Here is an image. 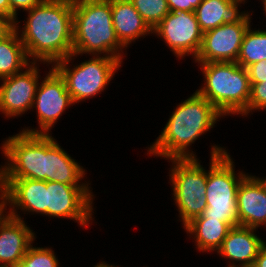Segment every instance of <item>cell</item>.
I'll list each match as a JSON object with an SVG mask.
<instances>
[{
  "mask_svg": "<svg viewBox=\"0 0 266 267\" xmlns=\"http://www.w3.org/2000/svg\"><path fill=\"white\" fill-rule=\"evenodd\" d=\"M7 162L0 168V178H28L46 181V134L20 131L2 144Z\"/></svg>",
  "mask_w": 266,
  "mask_h": 267,
  "instance_id": "ba28073f",
  "label": "cell"
},
{
  "mask_svg": "<svg viewBox=\"0 0 266 267\" xmlns=\"http://www.w3.org/2000/svg\"><path fill=\"white\" fill-rule=\"evenodd\" d=\"M189 236L194 235L196 248L202 252L217 251L232 226L219 219L194 218L183 227Z\"/></svg>",
  "mask_w": 266,
  "mask_h": 267,
  "instance_id": "44dd1931",
  "label": "cell"
},
{
  "mask_svg": "<svg viewBox=\"0 0 266 267\" xmlns=\"http://www.w3.org/2000/svg\"><path fill=\"white\" fill-rule=\"evenodd\" d=\"M27 12L22 31L13 27L31 62L55 64L73 53V0H43Z\"/></svg>",
  "mask_w": 266,
  "mask_h": 267,
  "instance_id": "6da1fadb",
  "label": "cell"
},
{
  "mask_svg": "<svg viewBox=\"0 0 266 267\" xmlns=\"http://www.w3.org/2000/svg\"><path fill=\"white\" fill-rule=\"evenodd\" d=\"M223 115L197 91L177 105L148 153L170 159H196L190 147ZM191 151V152H190Z\"/></svg>",
  "mask_w": 266,
  "mask_h": 267,
  "instance_id": "7a4b0ae2",
  "label": "cell"
},
{
  "mask_svg": "<svg viewBox=\"0 0 266 267\" xmlns=\"http://www.w3.org/2000/svg\"><path fill=\"white\" fill-rule=\"evenodd\" d=\"M36 63L32 62L25 71L2 79L0 85V112L5 117L24 114L32 108L40 74Z\"/></svg>",
  "mask_w": 266,
  "mask_h": 267,
  "instance_id": "4fadbf2b",
  "label": "cell"
},
{
  "mask_svg": "<svg viewBox=\"0 0 266 267\" xmlns=\"http://www.w3.org/2000/svg\"><path fill=\"white\" fill-rule=\"evenodd\" d=\"M46 181L61 182L69 185H88L80 183L85 176V169L78 164L57 141L46 134Z\"/></svg>",
  "mask_w": 266,
  "mask_h": 267,
  "instance_id": "ac0fdd59",
  "label": "cell"
},
{
  "mask_svg": "<svg viewBox=\"0 0 266 267\" xmlns=\"http://www.w3.org/2000/svg\"><path fill=\"white\" fill-rule=\"evenodd\" d=\"M236 203L240 226L255 229L266 226V192L255 176L247 174L242 179Z\"/></svg>",
  "mask_w": 266,
  "mask_h": 267,
  "instance_id": "e0dca14e",
  "label": "cell"
},
{
  "mask_svg": "<svg viewBox=\"0 0 266 267\" xmlns=\"http://www.w3.org/2000/svg\"><path fill=\"white\" fill-rule=\"evenodd\" d=\"M43 0H9L10 3V21L13 24H18L17 10L23 11L31 10L34 6L39 5Z\"/></svg>",
  "mask_w": 266,
  "mask_h": 267,
  "instance_id": "4316f807",
  "label": "cell"
},
{
  "mask_svg": "<svg viewBox=\"0 0 266 267\" xmlns=\"http://www.w3.org/2000/svg\"><path fill=\"white\" fill-rule=\"evenodd\" d=\"M111 10L117 38L125 49L139 37L152 34V30L129 0H111Z\"/></svg>",
  "mask_w": 266,
  "mask_h": 267,
  "instance_id": "d6986e66",
  "label": "cell"
},
{
  "mask_svg": "<svg viewBox=\"0 0 266 267\" xmlns=\"http://www.w3.org/2000/svg\"><path fill=\"white\" fill-rule=\"evenodd\" d=\"M253 267H266V241L261 246Z\"/></svg>",
  "mask_w": 266,
  "mask_h": 267,
  "instance_id": "f546056e",
  "label": "cell"
},
{
  "mask_svg": "<svg viewBox=\"0 0 266 267\" xmlns=\"http://www.w3.org/2000/svg\"><path fill=\"white\" fill-rule=\"evenodd\" d=\"M250 20L248 13L239 23L223 24L203 33L195 62H237L244 35L251 26Z\"/></svg>",
  "mask_w": 266,
  "mask_h": 267,
  "instance_id": "7c38bea8",
  "label": "cell"
},
{
  "mask_svg": "<svg viewBox=\"0 0 266 267\" xmlns=\"http://www.w3.org/2000/svg\"><path fill=\"white\" fill-rule=\"evenodd\" d=\"M170 12L189 11L195 12V9L202 0H167Z\"/></svg>",
  "mask_w": 266,
  "mask_h": 267,
  "instance_id": "f1b7e54d",
  "label": "cell"
},
{
  "mask_svg": "<svg viewBox=\"0 0 266 267\" xmlns=\"http://www.w3.org/2000/svg\"><path fill=\"white\" fill-rule=\"evenodd\" d=\"M0 267H16V266H11V265H2V264H0Z\"/></svg>",
  "mask_w": 266,
  "mask_h": 267,
  "instance_id": "8d00e7d4",
  "label": "cell"
},
{
  "mask_svg": "<svg viewBox=\"0 0 266 267\" xmlns=\"http://www.w3.org/2000/svg\"><path fill=\"white\" fill-rule=\"evenodd\" d=\"M250 83H260L262 79H266V60H262L247 68Z\"/></svg>",
  "mask_w": 266,
  "mask_h": 267,
  "instance_id": "83f0119b",
  "label": "cell"
},
{
  "mask_svg": "<svg viewBox=\"0 0 266 267\" xmlns=\"http://www.w3.org/2000/svg\"><path fill=\"white\" fill-rule=\"evenodd\" d=\"M123 48L112 23L111 0H73V57L103 53L122 61Z\"/></svg>",
  "mask_w": 266,
  "mask_h": 267,
  "instance_id": "3957f363",
  "label": "cell"
},
{
  "mask_svg": "<svg viewBox=\"0 0 266 267\" xmlns=\"http://www.w3.org/2000/svg\"><path fill=\"white\" fill-rule=\"evenodd\" d=\"M72 54L53 64V67L64 79L67 91L73 103L90 99L105 90L113 75L121 67L122 61L110 56H94L88 61L70 69Z\"/></svg>",
  "mask_w": 266,
  "mask_h": 267,
  "instance_id": "8992f818",
  "label": "cell"
},
{
  "mask_svg": "<svg viewBox=\"0 0 266 267\" xmlns=\"http://www.w3.org/2000/svg\"><path fill=\"white\" fill-rule=\"evenodd\" d=\"M262 60H266V31L259 29L254 31L249 26L240 47L237 63L247 68Z\"/></svg>",
  "mask_w": 266,
  "mask_h": 267,
  "instance_id": "603a6c76",
  "label": "cell"
},
{
  "mask_svg": "<svg viewBox=\"0 0 266 267\" xmlns=\"http://www.w3.org/2000/svg\"><path fill=\"white\" fill-rule=\"evenodd\" d=\"M251 84V95L247 106V115L252 110L266 109V79H262L260 83Z\"/></svg>",
  "mask_w": 266,
  "mask_h": 267,
  "instance_id": "484cf974",
  "label": "cell"
},
{
  "mask_svg": "<svg viewBox=\"0 0 266 267\" xmlns=\"http://www.w3.org/2000/svg\"><path fill=\"white\" fill-rule=\"evenodd\" d=\"M29 60L19 34L13 27L0 39V80L23 71L32 63Z\"/></svg>",
  "mask_w": 266,
  "mask_h": 267,
  "instance_id": "7402d4cb",
  "label": "cell"
},
{
  "mask_svg": "<svg viewBox=\"0 0 266 267\" xmlns=\"http://www.w3.org/2000/svg\"><path fill=\"white\" fill-rule=\"evenodd\" d=\"M173 164L169 178L175 205L179 210L185 227L194 218L203 214L207 208L206 183L207 171L199 163V159H171Z\"/></svg>",
  "mask_w": 266,
  "mask_h": 267,
  "instance_id": "52a82bcc",
  "label": "cell"
},
{
  "mask_svg": "<svg viewBox=\"0 0 266 267\" xmlns=\"http://www.w3.org/2000/svg\"><path fill=\"white\" fill-rule=\"evenodd\" d=\"M4 193L5 212L10 216L22 219L17 210L36 212L47 216L46 181L28 178H0ZM10 210L6 212V205Z\"/></svg>",
  "mask_w": 266,
  "mask_h": 267,
  "instance_id": "5bb4252c",
  "label": "cell"
},
{
  "mask_svg": "<svg viewBox=\"0 0 266 267\" xmlns=\"http://www.w3.org/2000/svg\"><path fill=\"white\" fill-rule=\"evenodd\" d=\"M255 228L237 225L232 227L217 253L231 260L228 267H253L261 246L265 243L255 234ZM239 262L238 265L234 263Z\"/></svg>",
  "mask_w": 266,
  "mask_h": 267,
  "instance_id": "2e32d148",
  "label": "cell"
},
{
  "mask_svg": "<svg viewBox=\"0 0 266 267\" xmlns=\"http://www.w3.org/2000/svg\"><path fill=\"white\" fill-rule=\"evenodd\" d=\"M13 28V23L0 15V39Z\"/></svg>",
  "mask_w": 266,
  "mask_h": 267,
  "instance_id": "4dcf8cb0",
  "label": "cell"
},
{
  "mask_svg": "<svg viewBox=\"0 0 266 267\" xmlns=\"http://www.w3.org/2000/svg\"><path fill=\"white\" fill-rule=\"evenodd\" d=\"M89 185H69L61 182L46 181L47 215L69 218L87 226L92 218L93 194Z\"/></svg>",
  "mask_w": 266,
  "mask_h": 267,
  "instance_id": "9c48e42d",
  "label": "cell"
},
{
  "mask_svg": "<svg viewBox=\"0 0 266 267\" xmlns=\"http://www.w3.org/2000/svg\"><path fill=\"white\" fill-rule=\"evenodd\" d=\"M39 85L32 108H36L40 130L29 128L22 130L29 134H49L65 109L74 104L64 79L53 67Z\"/></svg>",
  "mask_w": 266,
  "mask_h": 267,
  "instance_id": "8fae6325",
  "label": "cell"
},
{
  "mask_svg": "<svg viewBox=\"0 0 266 267\" xmlns=\"http://www.w3.org/2000/svg\"><path fill=\"white\" fill-rule=\"evenodd\" d=\"M152 33L161 37L170 51L182 59L186 55H192L195 60L203 40L195 12L184 10L169 12Z\"/></svg>",
  "mask_w": 266,
  "mask_h": 267,
  "instance_id": "30bf717a",
  "label": "cell"
},
{
  "mask_svg": "<svg viewBox=\"0 0 266 267\" xmlns=\"http://www.w3.org/2000/svg\"><path fill=\"white\" fill-rule=\"evenodd\" d=\"M4 211H5L4 193L3 189L0 186V216L3 214Z\"/></svg>",
  "mask_w": 266,
  "mask_h": 267,
  "instance_id": "d6a6232c",
  "label": "cell"
},
{
  "mask_svg": "<svg viewBox=\"0 0 266 267\" xmlns=\"http://www.w3.org/2000/svg\"><path fill=\"white\" fill-rule=\"evenodd\" d=\"M211 161L207 172V208L196 218L219 219L232 227L239 225L237 213V191L242 179L247 175L237 174L230 154L220 146L211 147Z\"/></svg>",
  "mask_w": 266,
  "mask_h": 267,
  "instance_id": "5b68a950",
  "label": "cell"
},
{
  "mask_svg": "<svg viewBox=\"0 0 266 267\" xmlns=\"http://www.w3.org/2000/svg\"><path fill=\"white\" fill-rule=\"evenodd\" d=\"M204 74V85L196 90L223 116L247 115L251 84L247 69L237 62L198 63Z\"/></svg>",
  "mask_w": 266,
  "mask_h": 267,
  "instance_id": "277c9868",
  "label": "cell"
},
{
  "mask_svg": "<svg viewBox=\"0 0 266 267\" xmlns=\"http://www.w3.org/2000/svg\"><path fill=\"white\" fill-rule=\"evenodd\" d=\"M59 265L56 254L51 248L31 245L17 267H59Z\"/></svg>",
  "mask_w": 266,
  "mask_h": 267,
  "instance_id": "d4e9b609",
  "label": "cell"
},
{
  "mask_svg": "<svg viewBox=\"0 0 266 267\" xmlns=\"http://www.w3.org/2000/svg\"><path fill=\"white\" fill-rule=\"evenodd\" d=\"M95 267H116L115 265H110L105 263L104 261L101 263H98L97 265H94Z\"/></svg>",
  "mask_w": 266,
  "mask_h": 267,
  "instance_id": "e575fe53",
  "label": "cell"
},
{
  "mask_svg": "<svg viewBox=\"0 0 266 267\" xmlns=\"http://www.w3.org/2000/svg\"><path fill=\"white\" fill-rule=\"evenodd\" d=\"M243 0H202L195 15L203 33L220 25L239 23L247 14L238 9Z\"/></svg>",
  "mask_w": 266,
  "mask_h": 267,
  "instance_id": "ffe728a7",
  "label": "cell"
},
{
  "mask_svg": "<svg viewBox=\"0 0 266 267\" xmlns=\"http://www.w3.org/2000/svg\"><path fill=\"white\" fill-rule=\"evenodd\" d=\"M35 239L25 221L9 214L0 216V264L18 266Z\"/></svg>",
  "mask_w": 266,
  "mask_h": 267,
  "instance_id": "9a60e30c",
  "label": "cell"
},
{
  "mask_svg": "<svg viewBox=\"0 0 266 267\" xmlns=\"http://www.w3.org/2000/svg\"><path fill=\"white\" fill-rule=\"evenodd\" d=\"M140 13L145 23L153 31L154 28L170 12L167 0H129Z\"/></svg>",
  "mask_w": 266,
  "mask_h": 267,
  "instance_id": "cb8c5ba5",
  "label": "cell"
},
{
  "mask_svg": "<svg viewBox=\"0 0 266 267\" xmlns=\"http://www.w3.org/2000/svg\"><path fill=\"white\" fill-rule=\"evenodd\" d=\"M257 180H258V182L262 185V187H263V189L265 190V192H266V177H265V179L264 178H259V177H255Z\"/></svg>",
  "mask_w": 266,
  "mask_h": 267,
  "instance_id": "836d02e7",
  "label": "cell"
},
{
  "mask_svg": "<svg viewBox=\"0 0 266 267\" xmlns=\"http://www.w3.org/2000/svg\"><path fill=\"white\" fill-rule=\"evenodd\" d=\"M0 15L10 20V3L9 0H0Z\"/></svg>",
  "mask_w": 266,
  "mask_h": 267,
  "instance_id": "1f68e13d",
  "label": "cell"
},
{
  "mask_svg": "<svg viewBox=\"0 0 266 267\" xmlns=\"http://www.w3.org/2000/svg\"><path fill=\"white\" fill-rule=\"evenodd\" d=\"M263 7H264V10L263 11H265V13H266V0L263 2ZM266 15V14H265Z\"/></svg>",
  "mask_w": 266,
  "mask_h": 267,
  "instance_id": "d590c367",
  "label": "cell"
}]
</instances>
